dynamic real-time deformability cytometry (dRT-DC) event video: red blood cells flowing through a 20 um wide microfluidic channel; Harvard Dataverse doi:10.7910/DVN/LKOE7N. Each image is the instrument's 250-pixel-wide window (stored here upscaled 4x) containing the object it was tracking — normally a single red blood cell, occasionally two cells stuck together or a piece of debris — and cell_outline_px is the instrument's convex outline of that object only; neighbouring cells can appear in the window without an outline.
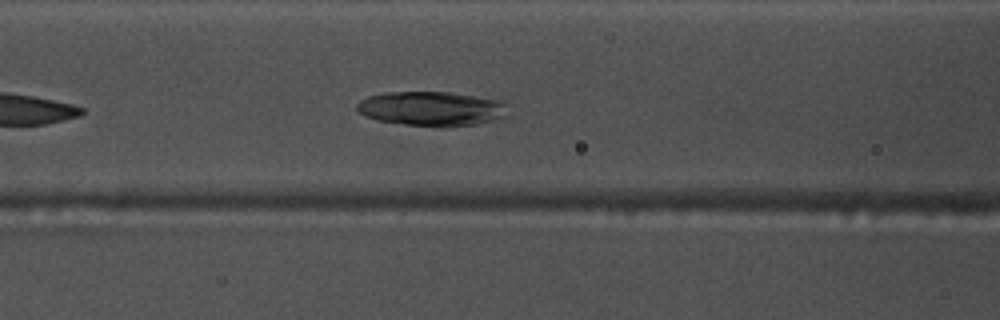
{"species": "common noctule bat (a hibernating species)", "species_latin": "Nyctalus noctula", "temperature_condition": "warm", "stored_images_in_passage": 28, "camera_frame_rate_fps": 3000, "um_per_image_px": 0.085, "animal": {"sex": "male", "body_mass_g": 17.5, "forearm_length_mm": 52.3}, "frame": {"image": 1, "passage_image": 11, "time_ms": 3.333, "image_size_px": [1000, 320], "cell_outline_px": [[508, 116], [476, 124], [448, 128], [404, 124], [376, 120], [360, 112], [356, 108], [356, 104], [360, 100], [368, 96], [384, 92], [452, 92], [504, 100]], "centroid_in_image_um": [36.73, 9.23], "position_along_channel_um": 129.9, "area_um2": 30.69}}
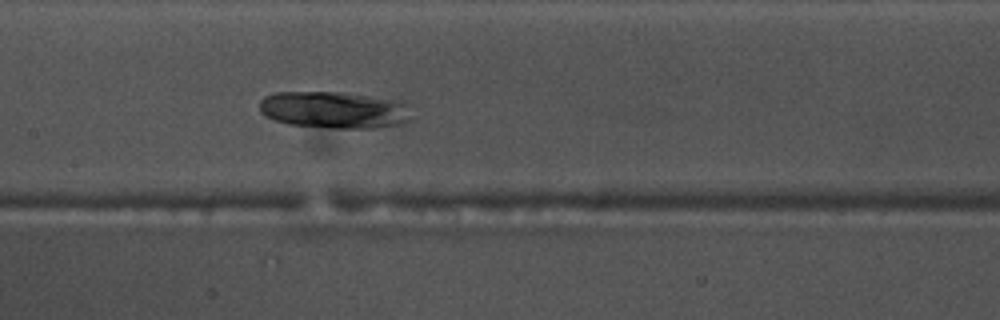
{"frame": {"image": 2, "passage_image": 15, "time_ms": 4.667, "image_size_px": [1000, 320], "cell_outline_px": [[412, 120], [404, 124], [376, 128], [336, 128], [288, 124], [264, 116], [260, 112], [260, 100], [264, 96], [276, 92], [348, 92], [408, 104]], "centroid_in_image_um": [28.39, 9.35], "position_along_channel_um": 179.0, "area_um2": 32.77}}
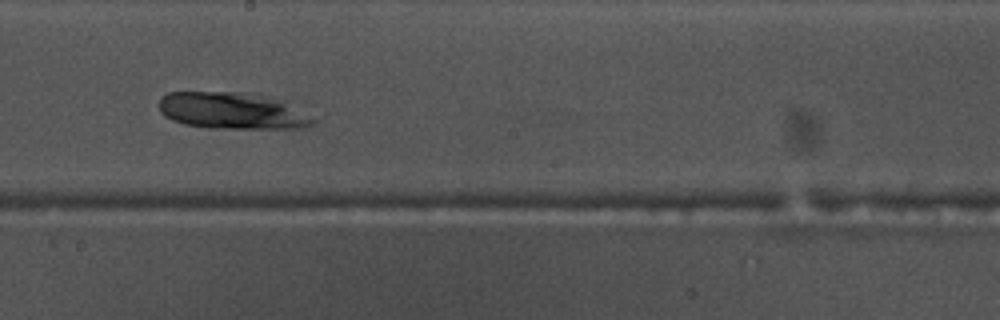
{"frame": {"image": 3, "passage_image": 19, "time_ms": 6.0, "image_size_px": [1000, 320], "cell_outline_px": [[316, 120], [312, 124], [304, 128], [208, 128], [184, 124], [172, 120], [164, 116], [160, 112], [160, 96], [168, 92], [248, 92], [272, 96], [288, 100]], "centroid_in_image_um": [19.79, 9.39], "position_along_channel_um": 228.4, "area_um2": 33.64}}